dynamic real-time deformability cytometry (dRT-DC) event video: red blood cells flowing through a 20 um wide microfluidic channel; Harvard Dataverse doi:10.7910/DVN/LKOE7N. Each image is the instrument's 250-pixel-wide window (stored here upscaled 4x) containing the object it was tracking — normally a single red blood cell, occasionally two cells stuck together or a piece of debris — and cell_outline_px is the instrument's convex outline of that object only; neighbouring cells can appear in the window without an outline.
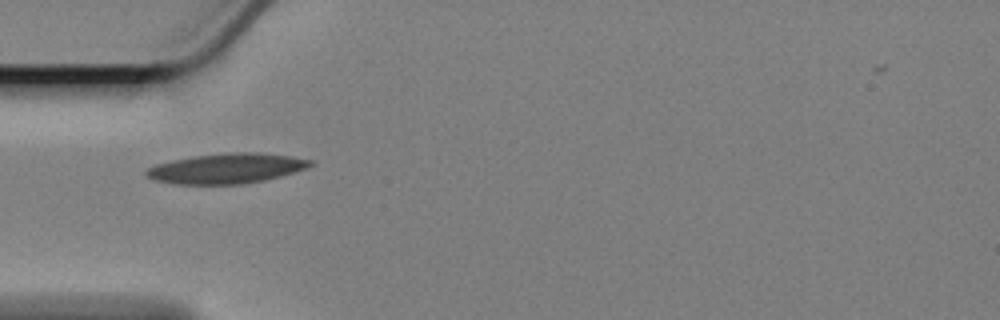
{"species": "Egyptian fruit bat (a non-hibernating species)", "species_latin": "Rousettus aegyptiacus", "temperature_condition": "cold", "stored_images_in_passage": 42, "camera_frame_rate_fps": 3000, "um_per_image_px": 0.085, "animal": {"sex": "female"}, "frame": {"image": 1, "passage_image": 1, "time_ms": 0.0, "image_size_px": [1000, 320], "cell_outline_px": [[316, 164], [308, 168], [280, 176], [264, 180], [240, 184], [176, 184], [156, 180], [148, 176], [144, 172], [148, 168], [156, 164], [172, 160], [192, 156], [228, 152], [260, 152], [292, 156], [316, 160]], "centroid_in_image_um": [19.33, 14.3], "position_along_channel_um": 65.7, "area_um2": 28.96}}
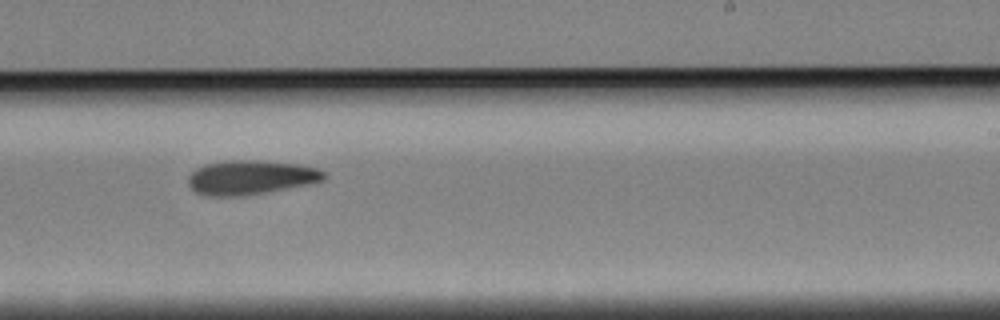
{"frame": {"image": 2, "passage_image": 19, "time_ms": 6.0, "image_size_px": [1000, 320], "cell_outline_px": [[328, 176], [324, 180], [244, 196], [204, 196], [196, 192], [188, 184], [188, 176], [196, 168], [204, 164], [224, 160], [256, 160], [296, 164], [316, 168], [324, 172]], "centroid_in_image_um": [21.24, 15.07], "position_along_channel_um": 267.8, "area_um2": 26.93}}
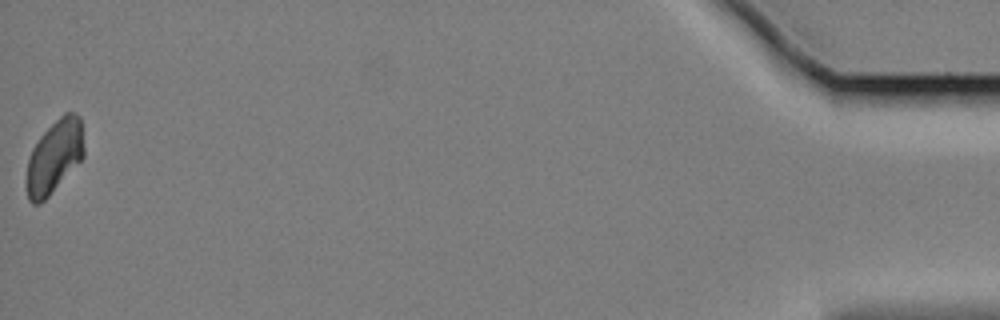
{"frame": {"image": 3, "passage_image": 42, "time_ms": 13.667, "image_size_px": [1000, 320], "cell_outline_px": [[84, 156], [48, 196], [40, 204], [32, 204], [28, 200], [24, 184], [24, 180], [28, 160], [32, 148], [40, 136], [64, 112], [76, 112], [80, 116], [84, 148]], "centroid_in_image_um": [4.58, 13.33], "position_along_channel_um": 430.6, "area_um2": 24.62}, "authors_computed_cell_mechanics": {"area_um2": 26.1545, "velocity_mm_per_s": 3.3632, "shape_relaxation_time_tau1_ms": 4.3061, "shape_relaxation_time_tau2_ms": null, "deformation_change_tau1": 0.1177, "deformation_change_tau2": null}}